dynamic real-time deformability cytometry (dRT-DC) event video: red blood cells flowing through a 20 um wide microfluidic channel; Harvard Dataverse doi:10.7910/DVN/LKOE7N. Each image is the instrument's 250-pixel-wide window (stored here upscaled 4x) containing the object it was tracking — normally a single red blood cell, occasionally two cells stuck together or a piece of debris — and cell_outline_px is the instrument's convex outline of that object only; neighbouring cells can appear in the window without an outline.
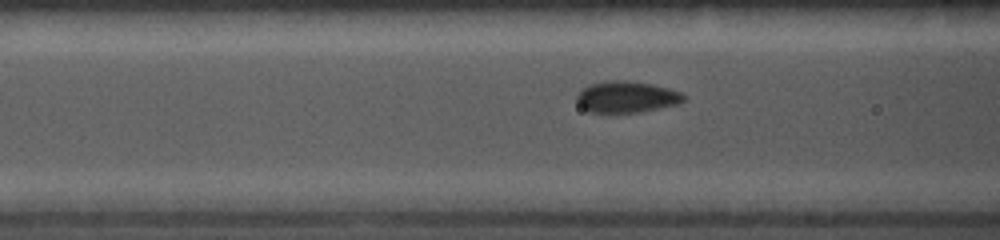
{"species": "common noctule bat (a hibernating species)", "species_latin": "Nyctalus noctula", "temperature_condition": "cold", "stored_images_in_passage": 42, "camera_frame_rate_fps": 5000, "um_per_image_px": 0.085, "animal": {"sex": "female", "body_mass_g": 19.0, "forearm_length_mm": 56.7}, "frame": {"image": 1, "passage_image": 12, "time_ms": 3.0, "image_size_px": [1000, 240], "cell_outline_px": [[688, 100], [680, 104], [640, 112], [616, 116], [588, 112], [576, 100], [576, 96], [580, 88], [588, 84], [608, 80], [624, 80], [652, 84], [668, 88], [680, 92], [688, 96]], "centroid_in_image_um": [53.25, 8.28], "position_along_channel_um": 113.3, "area_um2": 20.63}}
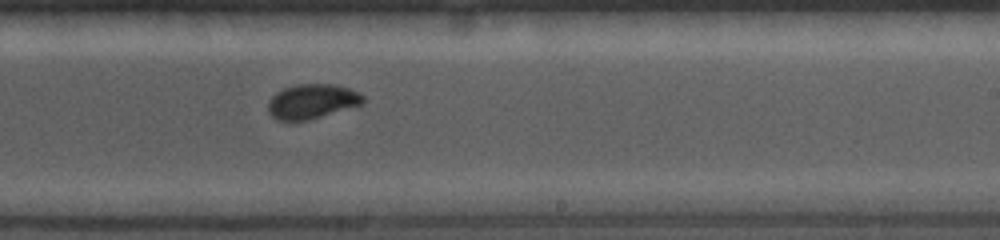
{"frame": {"image": 2, "passage_image": 24, "time_ms": 6.2, "image_size_px": [1000, 240], "cell_outline_px": [[364, 104], [308, 120], [292, 124], [276, 120], [268, 112], [268, 100], [276, 92], [284, 88], [296, 84], [332, 84], [348, 88], [364, 96]], "centroid_in_image_um": [26.46, 8.66], "position_along_channel_um": 262.5, "area_um2": 19.59}}
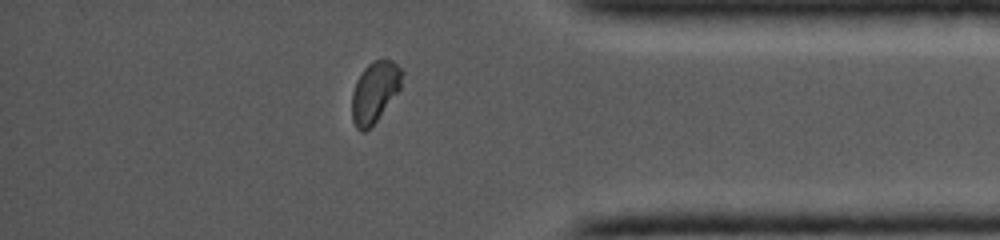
{"frame": {"image": 3, "passage_image": 37, "time_ms": 9.4, "image_size_px": [1000, 240], "cell_outline_px": [[404, 72], [400, 88], [376, 120], [364, 132], [360, 132], [356, 128], [352, 120], [352, 92], [356, 80], [364, 68], [368, 64], [376, 60], [392, 60]], "centroid_in_image_um": [31.83, 7.8], "position_along_channel_um": 403.4, "area_um2": 17.51}}